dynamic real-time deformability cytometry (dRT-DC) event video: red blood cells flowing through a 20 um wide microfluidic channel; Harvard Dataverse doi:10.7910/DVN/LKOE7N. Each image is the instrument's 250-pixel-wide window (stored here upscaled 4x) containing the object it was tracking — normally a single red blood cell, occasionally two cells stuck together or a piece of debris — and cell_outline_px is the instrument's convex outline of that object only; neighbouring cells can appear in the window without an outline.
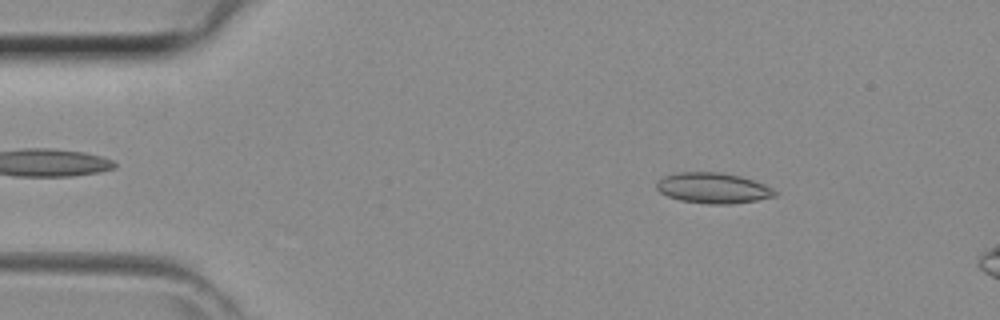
{"species": "common noctule bat (a hibernating species)", "species_latin": "Nyctalus noctula", "temperature_condition": "room temperature", "stored_images_in_passage": 12, "camera_frame_rate_fps": 3000, "um_per_image_px": 0.085, "animal": {"sex": "female", "body_mass_g": 29.2, "forearm_length_mm": 56.3}, "frame": {"image": 1, "passage_image": 7, "time_ms": 2.0, "image_size_px": [1000, 320], "cell_outline_px": [[776, 196], [756, 200], [728, 204], [708, 204], [680, 200], [668, 196], [660, 192], [656, 188], [656, 184], [664, 176], [676, 172], [720, 172], [740, 176], [764, 184], [772, 188], [776, 192]], "centroid_in_image_um": [60.59, 15.98], "position_along_channel_um": 24.4, "area_um2": 20.92}}